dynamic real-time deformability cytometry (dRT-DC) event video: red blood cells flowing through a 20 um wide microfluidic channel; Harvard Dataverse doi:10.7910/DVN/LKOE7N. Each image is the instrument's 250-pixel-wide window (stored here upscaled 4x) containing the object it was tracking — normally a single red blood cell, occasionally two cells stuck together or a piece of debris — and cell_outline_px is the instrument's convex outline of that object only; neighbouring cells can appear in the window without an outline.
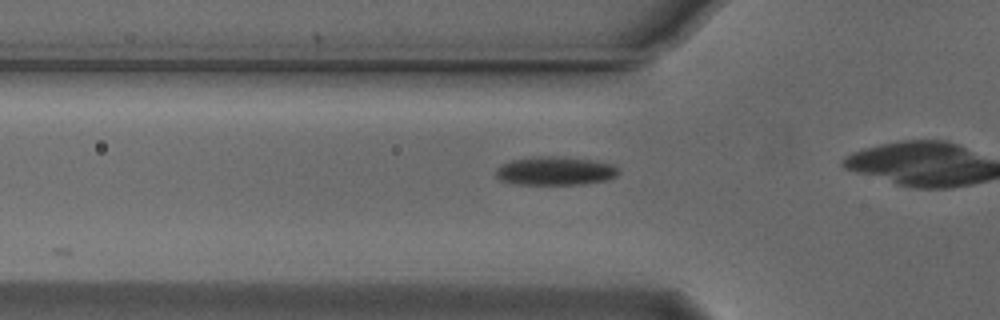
{"species": "Egyptian fruit bat (a non-hibernating species)", "species_latin": "Rousettus aegyptiacus", "temperature_condition": "cold", "stored_images_in_passage": 13, "camera_frame_rate_fps": 3000, "um_per_image_px": 0.085, "animal": {"sex": "male"}, "frame": {"image": 1, "passage_image": 8, "time_ms": 2.333, "image_size_px": [1000, 320], "cell_outline_px": [[620, 172], [616, 176], [604, 180], [584, 184], [520, 184], [500, 180], [496, 176], [496, 168], [500, 164], [508, 160], [532, 156], [556, 156], [596, 160], [612, 164], [620, 168]], "centroid_in_image_um": [47.18, 14.5], "position_along_channel_um": 78.6, "area_um2": 20.69}}
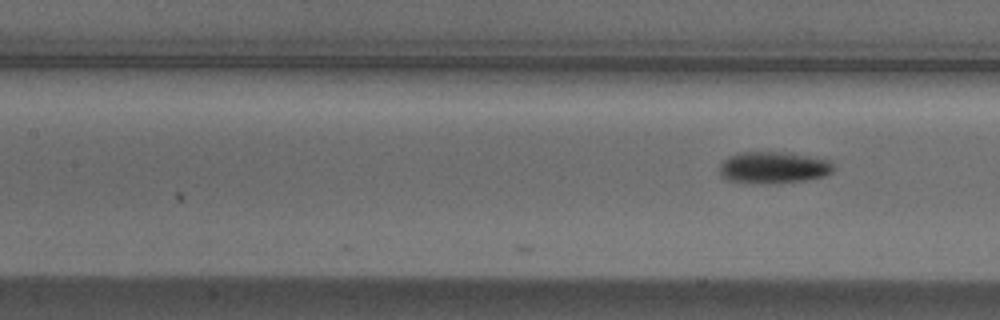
{"frame": {"image": 2, "passage_image": 13, "time_ms": 4.0, "image_size_px": [1000, 320], "cell_outline_px": [[832, 172], [824, 176], [804, 180], [732, 180], [720, 176], [720, 164], [724, 160], [740, 152], [784, 152], [828, 160], [832, 164]], "centroid_in_image_um": [65.76, 14.18], "position_along_channel_um": 141.6, "area_um2": 19.54}}